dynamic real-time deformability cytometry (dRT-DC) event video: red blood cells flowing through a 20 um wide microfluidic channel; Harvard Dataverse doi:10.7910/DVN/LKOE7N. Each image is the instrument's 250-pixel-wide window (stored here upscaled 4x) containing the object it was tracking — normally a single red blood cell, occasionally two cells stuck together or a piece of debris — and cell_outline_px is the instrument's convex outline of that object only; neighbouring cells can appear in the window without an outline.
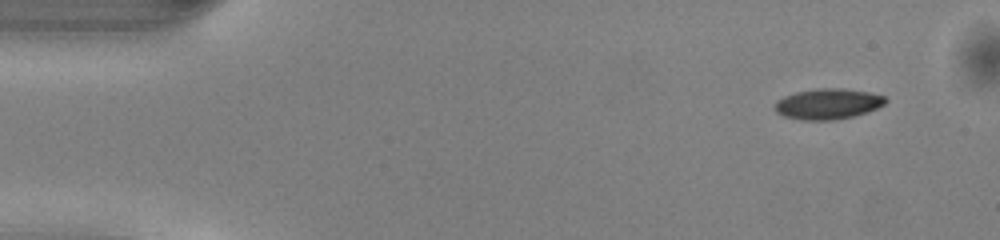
{"species": "common noctule bat (a hibernating species)", "species_latin": "Nyctalus noctula", "temperature_condition": "warm", "stored_images_in_passage": 46, "camera_frame_rate_fps": 3000, "um_per_image_px": 0.085, "animal": {"sex": "male", "body_mass_g": 13.0, "forearm_length_mm": 53.1}, "frame": {"image": 1, "passage_image": 1, "time_ms": 0.0, "image_size_px": [1000, 240], "cell_outline_px": [[888, 100], [884, 104], [868, 112], [836, 120], [804, 120], [784, 116], [776, 112], [776, 100], [784, 96], [796, 92], [816, 88], [840, 88], [868, 92], [884, 96]], "centroid_in_image_um": [70.37, 8.83], "position_along_channel_um": 14.6, "area_um2": 19.65}}
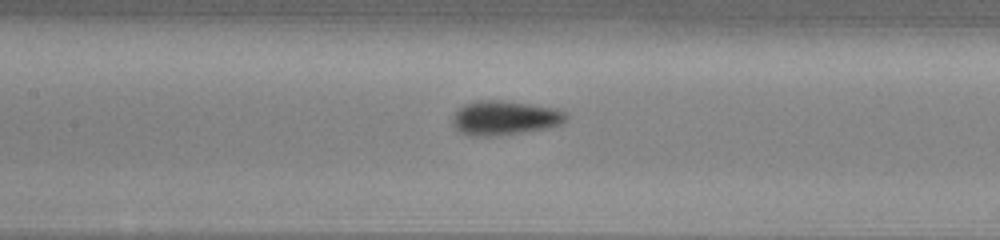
{"frame": {"image": 2, "passage_image": 20, "time_ms": 6.333, "image_size_px": [1000, 240], "cell_outline_px": [[568, 116], [560, 124], [544, 128], [488, 136], [472, 136], [460, 132], [452, 124], [452, 120], [456, 112], [464, 104], [480, 100], [500, 100], [556, 108], [564, 112]], "centroid_in_image_um": [42.86, 10.0], "position_along_channel_um": 164.5, "area_um2": 22.08}}
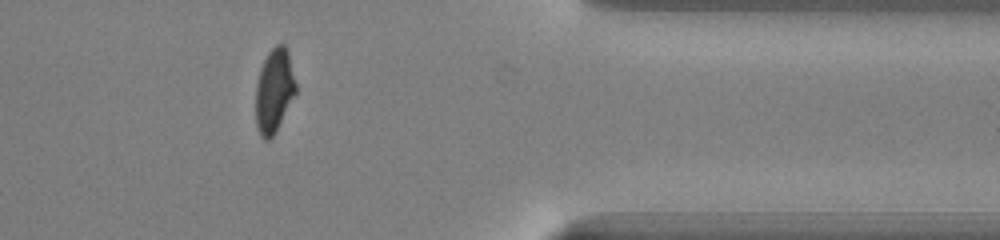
{"frame": {"image": 3, "passage_image": 38, "time_ms": 12.333, "image_size_px": [1000, 240], "cell_outline_px": [[296, 92], [276, 132], [268, 140], [264, 140], [260, 136], [256, 128], [256, 84], [260, 68], [268, 52], [276, 44], [284, 44], [288, 52], [296, 84]], "centroid_in_image_um": [23.29, 7.72], "position_along_channel_um": 388.1, "area_um2": 19.59}, "authors_computed_cell_mechanics": {"area_um2": 20.7213, "velocity_mm_per_s": 4.0883, "shape_relaxation_time_tau1_ms": 2.7419, "shape_relaxation_time_tau2_ms": 0.5834, "deformation_change_tau1": 0.1263, "deformation_change_tau2": 0.0525}}